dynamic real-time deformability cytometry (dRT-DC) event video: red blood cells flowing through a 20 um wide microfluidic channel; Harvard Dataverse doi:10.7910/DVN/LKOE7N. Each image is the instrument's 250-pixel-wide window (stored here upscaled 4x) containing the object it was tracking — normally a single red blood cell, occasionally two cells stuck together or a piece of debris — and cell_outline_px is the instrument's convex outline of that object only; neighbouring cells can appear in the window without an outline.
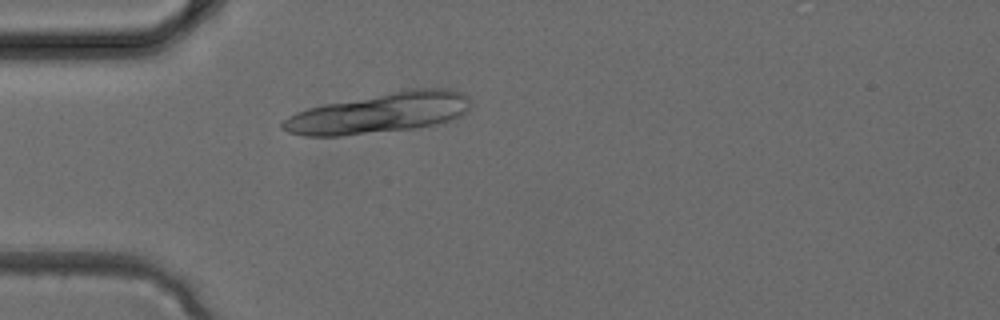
{"species": "common noctule bat (a hibernating species)", "species_latin": "Nyctalus noctula", "temperature_condition": "cold", "stored_images_in_passage": 1, "camera_frame_rate_fps": 3000, "um_per_image_px": 0.085, "animal": {"sex": "female", "body_mass_g": 24.6, "forearm_length_mm": 56.2}, "frame": {"image": 1, "passage_image": 1, "time_ms": 0.0, "image_size_px": [1000, 320], "cell_outline_px": [[472, 100], [468, 112], [460, 116], [436, 124], [416, 128], [340, 136], [304, 136], [288, 132], [280, 128], [280, 124], [288, 116], [296, 112], [308, 108], [404, 88], [452, 88], [464, 92]], "centroid_in_image_um": [32.3, 9.59], "position_along_channel_um": 52.7, "area_um2": 44.62}}